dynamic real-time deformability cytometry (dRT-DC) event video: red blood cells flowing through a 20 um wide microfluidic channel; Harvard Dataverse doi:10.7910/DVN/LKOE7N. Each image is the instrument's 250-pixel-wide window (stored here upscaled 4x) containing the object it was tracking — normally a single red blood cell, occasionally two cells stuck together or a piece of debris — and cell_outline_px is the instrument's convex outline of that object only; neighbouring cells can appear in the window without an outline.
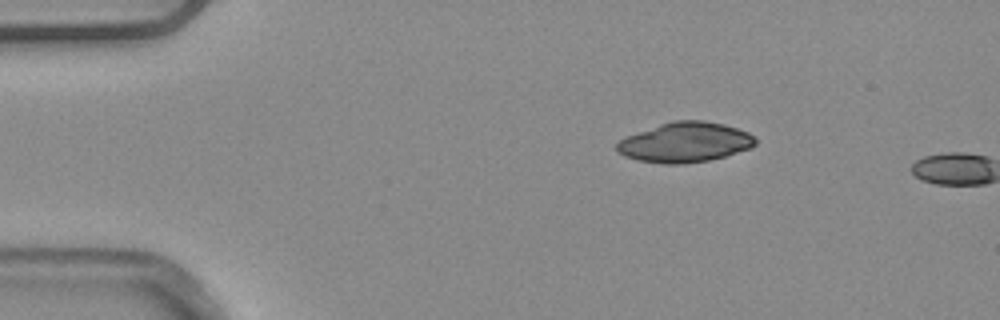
{"species": "common noctule bat (a hibernating species)", "species_latin": "Nyctalus noctula", "temperature_condition": "warm", "stored_images_in_passage": 2, "camera_frame_rate_fps": 3000, "um_per_image_px": 0.085, "animal": {"sex": "male", "body_mass_g": 20.4}, "frame": {"image": 1, "passage_image": 1, "time_ms": 0.0, "image_size_px": [1000, 320], "cell_outline_px": [[756, 144], [748, 148], [724, 156], [708, 160], [684, 164], [664, 164], [636, 160], [624, 156], [616, 152], [616, 144], [624, 136], [672, 120], [704, 120], [724, 124], [748, 132], [756, 140]], "centroid_in_image_um": [58.16, 12.09], "position_along_channel_um": 26.8, "area_um2": 32.31}}